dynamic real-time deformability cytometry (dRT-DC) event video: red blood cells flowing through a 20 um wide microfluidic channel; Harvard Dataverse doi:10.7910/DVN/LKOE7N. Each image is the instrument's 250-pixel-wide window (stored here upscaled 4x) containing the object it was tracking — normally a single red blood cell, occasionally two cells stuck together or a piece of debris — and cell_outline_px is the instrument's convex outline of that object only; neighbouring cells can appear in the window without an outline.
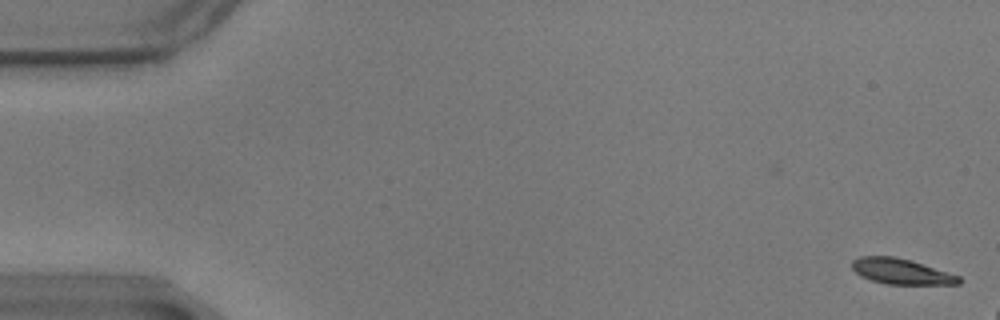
{"species": "common noctule bat (a hibernating species)", "species_latin": "Nyctalus noctula", "temperature_condition": "warm", "stored_images_in_passage": 16, "camera_frame_rate_fps": 3000, "um_per_image_px": 0.085, "animal": {"sex": "male", "body_mass_g": 17.9}, "frame": {"image": 1, "passage_image": 2, "time_ms": 0.333, "image_size_px": [1000, 320], "cell_outline_px": [[960, 284], [888, 284], [872, 280], [860, 276], [852, 268], [852, 260], [860, 256], [892, 256], [912, 260], [960, 276]], "centroid_in_image_um": [76.59, 23.06], "position_along_channel_um": 8.4, "area_um2": 15.84}}